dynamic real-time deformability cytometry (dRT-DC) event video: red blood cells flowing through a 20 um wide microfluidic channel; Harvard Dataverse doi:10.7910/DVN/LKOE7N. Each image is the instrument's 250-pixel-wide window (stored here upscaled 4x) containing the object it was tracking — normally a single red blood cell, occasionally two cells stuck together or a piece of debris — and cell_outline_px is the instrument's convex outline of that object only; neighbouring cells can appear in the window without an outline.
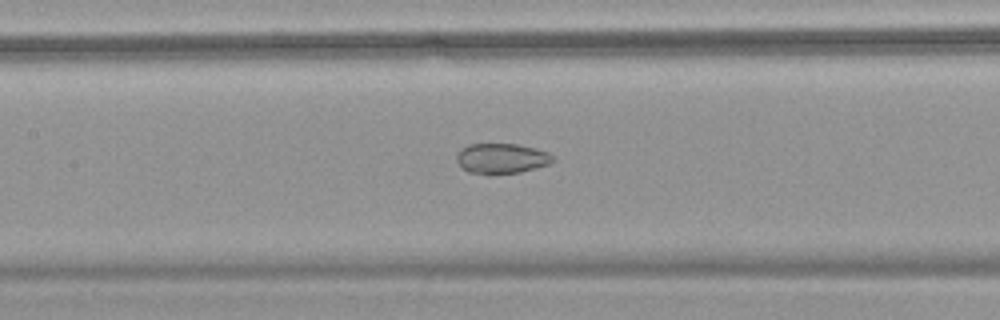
{"species": "common noctule bat (a hibernating species)", "species_latin": "Nyctalus noctula", "temperature_condition": "warm", "stored_images_in_passage": 57, "segment_of_instrument_passage": [2, 2], "camera_frame_rate_fps": 3000, "um_per_image_px": 0.085, "animal": {"sex": "female", "body_mass_g": 18.4}, "frame": {"image": 1, "passage_image": 28, "time_ms": 9.0, "image_size_px": [1000, 320], "cell_outline_px": [[556, 160], [548, 164], [520, 172], [468, 172], [456, 160], [456, 156], [460, 148], [468, 144], [516, 144], [536, 148], [548, 152], [556, 156]], "centroid_in_image_um": [42.67, 13.42], "position_along_channel_um": 164.7, "area_um2": 16.59}}
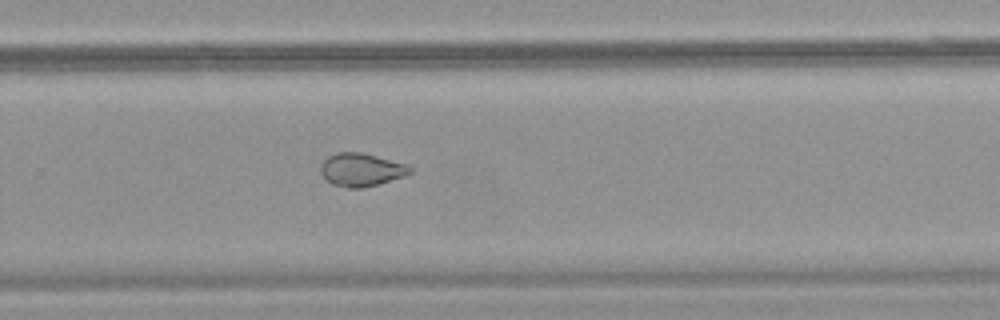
{"frame": {"image": 2, "passage_image": 39, "time_ms": 12.667, "image_size_px": [1000, 320], "cell_outline_px": [[412, 172], [404, 176], [380, 184], [364, 188], [348, 188], [332, 184], [320, 172], [320, 164], [328, 156], [336, 152], [360, 152], [408, 164], [412, 168]], "centroid_in_image_um": [30.71, 14.43], "position_along_channel_um": 299.1, "area_um2": 17.34}}
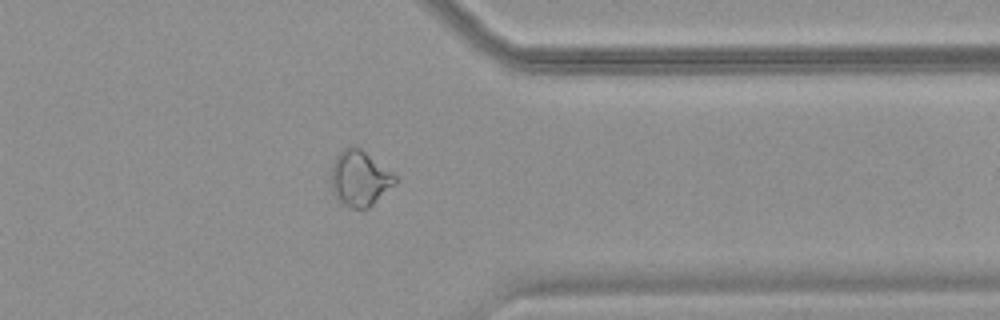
{"frame": {"image": 3, "passage_image": 46, "time_ms": 15.0, "image_size_px": [1000, 320], "cell_outline_px": [[396, 180], [368, 208], [348, 208], [340, 204], [336, 200], [332, 192], [332, 164], [336, 156], [348, 144], [356, 144], [392, 172], [396, 176]], "centroid_in_image_um": [30.51, 15.13], "position_along_channel_um": 380.9, "area_um2": 20.63}}